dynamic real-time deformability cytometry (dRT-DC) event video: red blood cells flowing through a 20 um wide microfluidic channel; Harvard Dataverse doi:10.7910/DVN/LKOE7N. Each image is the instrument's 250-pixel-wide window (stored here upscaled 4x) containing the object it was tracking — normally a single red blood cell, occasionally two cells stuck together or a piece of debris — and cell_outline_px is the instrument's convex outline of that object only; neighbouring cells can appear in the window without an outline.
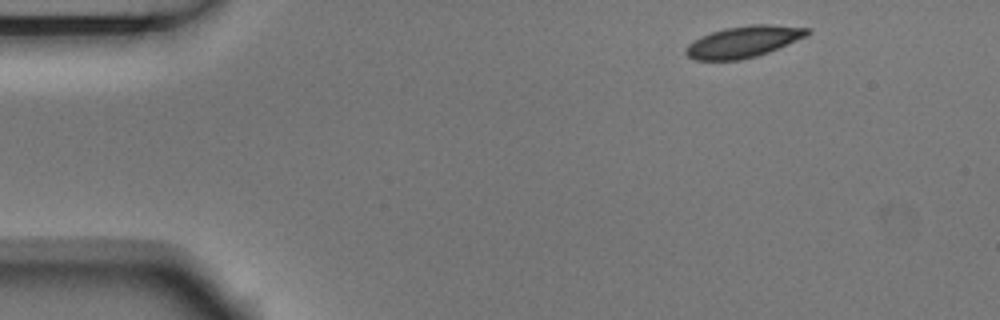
{"species": "Egyptian fruit bat (a non-hibernating species)", "species_latin": "Rousettus aegyptiacus", "temperature_condition": "room temperature", "stored_images_in_passage": 10, "camera_frame_rate_fps": 3000, "um_per_image_px": 0.085, "animal": {"sex": "male"}, "frame": {"image": 1, "passage_image": 1, "time_ms": 0.0, "image_size_px": [1000, 320], "cell_outline_px": [[812, 32], [808, 36], [768, 52], [756, 56], [740, 60], [696, 60], [688, 56], [684, 52], [688, 44], [700, 36], [724, 28], [752, 24], [772, 24], [812, 28]], "centroid_in_image_um": [63.24, 3.53], "position_along_channel_um": 21.8, "area_um2": 22.43}}
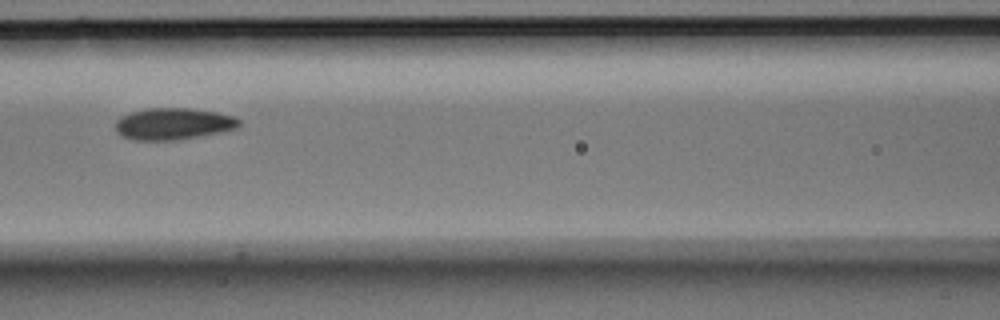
{"frame": {"image": 2, "passage_image": 6, "time_ms": 1.667, "image_size_px": [1000, 320], "cell_outline_px": [[240, 124], [236, 128], [220, 132], [172, 140], [136, 140], [120, 136], [116, 132], [116, 120], [120, 116], [132, 112], [148, 108], [188, 108], [216, 112], [232, 116], [240, 120]], "centroid_in_image_um": [14.68, 10.52], "position_along_channel_um": 151.9, "area_um2": 22.6}}
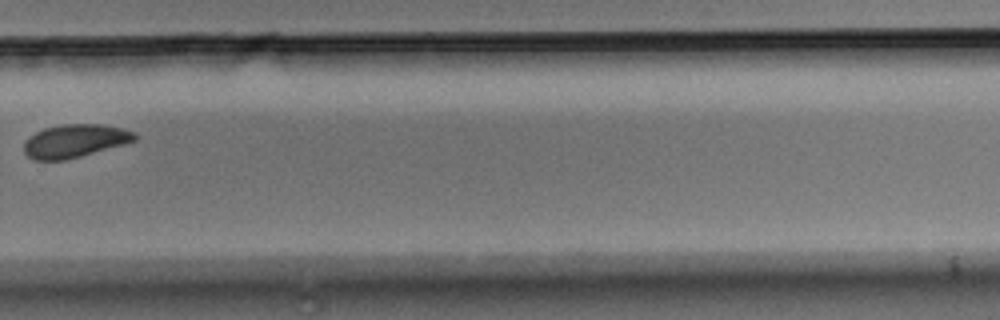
{"frame": {"image": 3, "passage_image": 10, "time_ms": 3.0, "image_size_px": [1000, 320], "cell_outline_px": [[136, 140], [124, 144], [80, 156], [64, 160], [32, 160], [24, 152], [24, 140], [28, 136], [44, 128], [64, 124], [104, 124], [124, 128], [136, 132]], "centroid_in_image_um": [6.35, 11.97], "position_along_channel_um": 323.4, "area_um2": 21.5}}